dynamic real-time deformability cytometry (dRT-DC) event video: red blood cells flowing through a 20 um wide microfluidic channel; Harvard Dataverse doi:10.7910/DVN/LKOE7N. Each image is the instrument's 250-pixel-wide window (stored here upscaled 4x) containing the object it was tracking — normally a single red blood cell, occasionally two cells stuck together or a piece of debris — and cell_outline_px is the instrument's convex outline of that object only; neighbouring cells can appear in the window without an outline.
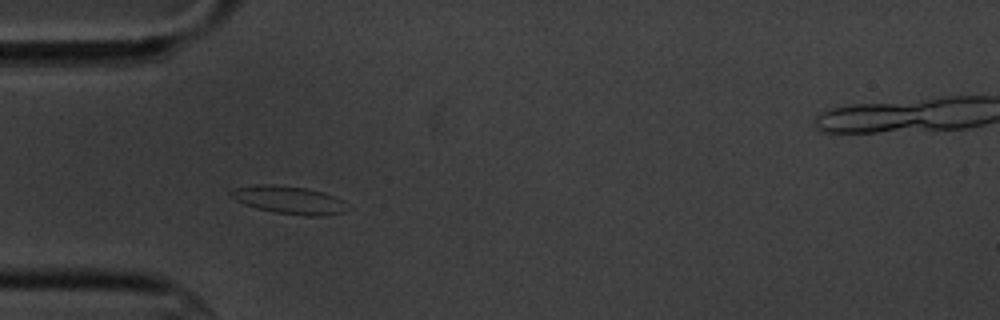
{"species": "common noctule bat (a hibernating species)", "species_latin": "Nyctalus noctula", "temperature_condition": "cold", "stored_images_in_passage": 8, "camera_frame_rate_fps": 3000, "um_per_image_px": 0.085, "animal": {"sex": "male", "body_mass_g": 20.1, "forearm_length_mm": 53.5}, "frame": {"image": 1, "passage_image": 6, "time_ms": 5.667, "image_size_px": [1000, 320], "cell_outline_px": [[352, 208], [344, 212], [320, 216], [308, 216], [276, 212], [256, 208], [244, 204], [228, 196], [228, 192], [236, 188], [256, 184], [272, 184], [308, 188], [324, 192], [344, 200]], "centroid_in_image_um": [24.6, 16.99], "position_along_channel_um": 60.4, "area_um2": 19.19}}
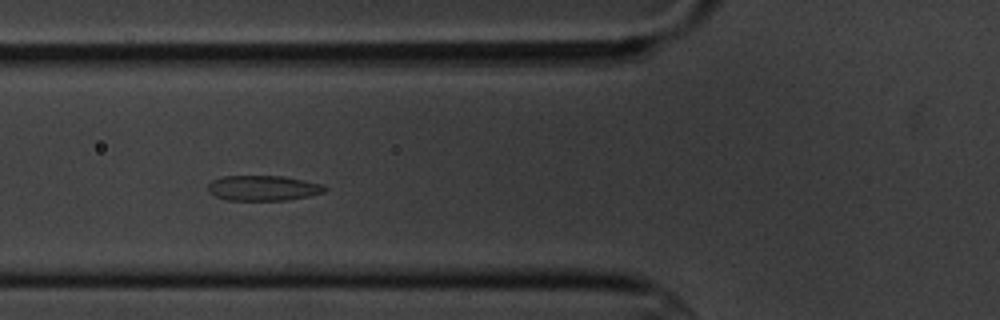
{"frame": {"image": 2, "passage_image": 7, "time_ms": 7.0, "image_size_px": [1000, 320], "cell_outline_px": [[328, 188], [324, 192], [308, 196], [288, 200], [228, 200], [216, 196], [208, 192], [208, 184], [212, 180], [220, 176], [284, 176], [324, 184]], "centroid_in_image_um": [22.38, 15.98], "position_along_channel_um": 103.4, "area_um2": 17.28}}
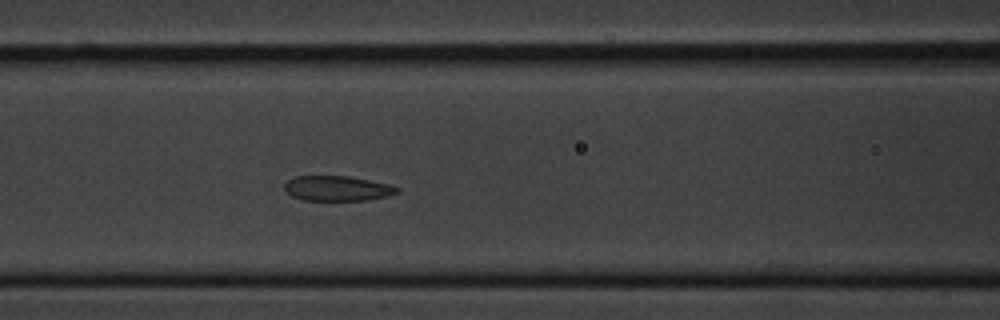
{"frame": {"image": 3, "passage_image": 8, "time_ms": 8.0, "image_size_px": [1000, 320], "cell_outline_px": [[400, 192], [368, 200], [304, 200], [292, 196], [284, 188], [284, 184], [288, 180], [296, 176], [348, 176], [388, 184], [400, 188]], "centroid_in_image_um": [28.66, 16.01], "position_along_channel_um": 137.9, "area_um2": 16.24}}